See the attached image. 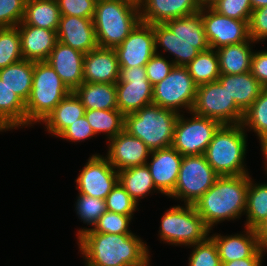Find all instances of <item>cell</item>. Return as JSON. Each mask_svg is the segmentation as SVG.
Returning <instances> with one entry per match:
<instances>
[{"mask_svg":"<svg viewBox=\"0 0 267 266\" xmlns=\"http://www.w3.org/2000/svg\"><path fill=\"white\" fill-rule=\"evenodd\" d=\"M212 8L221 15L248 22L253 11L250 0H220Z\"/></svg>","mask_w":267,"mask_h":266,"instance_id":"43","label":"cell"},{"mask_svg":"<svg viewBox=\"0 0 267 266\" xmlns=\"http://www.w3.org/2000/svg\"><path fill=\"white\" fill-rule=\"evenodd\" d=\"M175 64L166 60L160 53H155L145 65L147 79L154 86L162 81L172 70Z\"/></svg>","mask_w":267,"mask_h":266,"instance_id":"46","label":"cell"},{"mask_svg":"<svg viewBox=\"0 0 267 266\" xmlns=\"http://www.w3.org/2000/svg\"><path fill=\"white\" fill-rule=\"evenodd\" d=\"M197 85L185 66H174L171 72L153 86V104L180 113H190L195 101ZM180 111V112H179Z\"/></svg>","mask_w":267,"mask_h":266,"instance_id":"10","label":"cell"},{"mask_svg":"<svg viewBox=\"0 0 267 266\" xmlns=\"http://www.w3.org/2000/svg\"><path fill=\"white\" fill-rule=\"evenodd\" d=\"M26 127L25 102L0 79V132Z\"/></svg>","mask_w":267,"mask_h":266,"instance_id":"29","label":"cell"},{"mask_svg":"<svg viewBox=\"0 0 267 266\" xmlns=\"http://www.w3.org/2000/svg\"><path fill=\"white\" fill-rule=\"evenodd\" d=\"M85 54L57 41L46 62L56 71L70 91L83 82V61Z\"/></svg>","mask_w":267,"mask_h":266,"instance_id":"19","label":"cell"},{"mask_svg":"<svg viewBox=\"0 0 267 266\" xmlns=\"http://www.w3.org/2000/svg\"><path fill=\"white\" fill-rule=\"evenodd\" d=\"M151 161H147L157 191L169 197L178 179L183 156L172 146L151 151Z\"/></svg>","mask_w":267,"mask_h":266,"instance_id":"17","label":"cell"},{"mask_svg":"<svg viewBox=\"0 0 267 266\" xmlns=\"http://www.w3.org/2000/svg\"><path fill=\"white\" fill-rule=\"evenodd\" d=\"M202 22L210 48L219 49L250 39L248 21L219 14L213 8L202 9Z\"/></svg>","mask_w":267,"mask_h":266,"instance_id":"14","label":"cell"},{"mask_svg":"<svg viewBox=\"0 0 267 266\" xmlns=\"http://www.w3.org/2000/svg\"><path fill=\"white\" fill-rule=\"evenodd\" d=\"M155 52L158 54V48L162 47L163 52H169L174 55L171 61L175 66H186L199 52L210 48L208 42H184L179 41L178 37L165 25L153 24Z\"/></svg>","mask_w":267,"mask_h":266,"instance_id":"23","label":"cell"},{"mask_svg":"<svg viewBox=\"0 0 267 266\" xmlns=\"http://www.w3.org/2000/svg\"><path fill=\"white\" fill-rule=\"evenodd\" d=\"M78 247L85 266H148L150 254L146 243L136 234L84 232Z\"/></svg>","mask_w":267,"mask_h":266,"instance_id":"1","label":"cell"},{"mask_svg":"<svg viewBox=\"0 0 267 266\" xmlns=\"http://www.w3.org/2000/svg\"><path fill=\"white\" fill-rule=\"evenodd\" d=\"M70 92L48 62H34L32 89L25 103L26 127L43 122Z\"/></svg>","mask_w":267,"mask_h":266,"instance_id":"6","label":"cell"},{"mask_svg":"<svg viewBox=\"0 0 267 266\" xmlns=\"http://www.w3.org/2000/svg\"><path fill=\"white\" fill-rule=\"evenodd\" d=\"M249 35L254 42L267 39V6L257 8L251 12L248 22Z\"/></svg>","mask_w":267,"mask_h":266,"instance_id":"47","label":"cell"},{"mask_svg":"<svg viewBox=\"0 0 267 266\" xmlns=\"http://www.w3.org/2000/svg\"><path fill=\"white\" fill-rule=\"evenodd\" d=\"M261 151H262V155H264V160H265V171H266V175H267V146H261Z\"/></svg>","mask_w":267,"mask_h":266,"instance_id":"54","label":"cell"},{"mask_svg":"<svg viewBox=\"0 0 267 266\" xmlns=\"http://www.w3.org/2000/svg\"><path fill=\"white\" fill-rule=\"evenodd\" d=\"M191 113L216 120L221 125L240 124L244 116L218 80L197 86Z\"/></svg>","mask_w":267,"mask_h":266,"instance_id":"8","label":"cell"},{"mask_svg":"<svg viewBox=\"0 0 267 266\" xmlns=\"http://www.w3.org/2000/svg\"><path fill=\"white\" fill-rule=\"evenodd\" d=\"M118 182L137 203L157 190L146 164L118 171Z\"/></svg>","mask_w":267,"mask_h":266,"instance_id":"31","label":"cell"},{"mask_svg":"<svg viewBox=\"0 0 267 266\" xmlns=\"http://www.w3.org/2000/svg\"><path fill=\"white\" fill-rule=\"evenodd\" d=\"M27 0H0V28L18 26L24 16Z\"/></svg>","mask_w":267,"mask_h":266,"instance_id":"44","label":"cell"},{"mask_svg":"<svg viewBox=\"0 0 267 266\" xmlns=\"http://www.w3.org/2000/svg\"><path fill=\"white\" fill-rule=\"evenodd\" d=\"M115 51L120 68L145 66L156 53L152 24L140 21Z\"/></svg>","mask_w":267,"mask_h":266,"instance_id":"15","label":"cell"},{"mask_svg":"<svg viewBox=\"0 0 267 266\" xmlns=\"http://www.w3.org/2000/svg\"><path fill=\"white\" fill-rule=\"evenodd\" d=\"M179 114L152 103L124 115V130L143 141L151 151L170 147Z\"/></svg>","mask_w":267,"mask_h":266,"instance_id":"4","label":"cell"},{"mask_svg":"<svg viewBox=\"0 0 267 266\" xmlns=\"http://www.w3.org/2000/svg\"><path fill=\"white\" fill-rule=\"evenodd\" d=\"M33 70L34 61L23 59L0 69V79L26 103L32 89Z\"/></svg>","mask_w":267,"mask_h":266,"instance_id":"32","label":"cell"},{"mask_svg":"<svg viewBox=\"0 0 267 266\" xmlns=\"http://www.w3.org/2000/svg\"><path fill=\"white\" fill-rule=\"evenodd\" d=\"M185 67L197 86L217 81L220 76L218 54L212 48L199 52Z\"/></svg>","mask_w":267,"mask_h":266,"instance_id":"34","label":"cell"},{"mask_svg":"<svg viewBox=\"0 0 267 266\" xmlns=\"http://www.w3.org/2000/svg\"><path fill=\"white\" fill-rule=\"evenodd\" d=\"M185 118L179 114L175 128L172 147L182 156L202 155L211 142L214 133L221 124L213 119L191 113Z\"/></svg>","mask_w":267,"mask_h":266,"instance_id":"11","label":"cell"},{"mask_svg":"<svg viewBox=\"0 0 267 266\" xmlns=\"http://www.w3.org/2000/svg\"><path fill=\"white\" fill-rule=\"evenodd\" d=\"M188 247H193L189 257V266H222L217 246L210 236Z\"/></svg>","mask_w":267,"mask_h":266,"instance_id":"40","label":"cell"},{"mask_svg":"<svg viewBox=\"0 0 267 266\" xmlns=\"http://www.w3.org/2000/svg\"><path fill=\"white\" fill-rule=\"evenodd\" d=\"M120 66L115 49L97 46L84 56L83 80L89 83H116Z\"/></svg>","mask_w":267,"mask_h":266,"instance_id":"20","label":"cell"},{"mask_svg":"<svg viewBox=\"0 0 267 266\" xmlns=\"http://www.w3.org/2000/svg\"><path fill=\"white\" fill-rule=\"evenodd\" d=\"M252 10L267 6V0H250Z\"/></svg>","mask_w":267,"mask_h":266,"instance_id":"53","label":"cell"},{"mask_svg":"<svg viewBox=\"0 0 267 266\" xmlns=\"http://www.w3.org/2000/svg\"><path fill=\"white\" fill-rule=\"evenodd\" d=\"M93 18L61 15L57 39L84 54L95 49L97 45Z\"/></svg>","mask_w":267,"mask_h":266,"instance_id":"22","label":"cell"},{"mask_svg":"<svg viewBox=\"0 0 267 266\" xmlns=\"http://www.w3.org/2000/svg\"><path fill=\"white\" fill-rule=\"evenodd\" d=\"M241 124L244 129L253 130L257 134L261 146H267V88L260 92L258 98L244 112Z\"/></svg>","mask_w":267,"mask_h":266,"instance_id":"36","label":"cell"},{"mask_svg":"<svg viewBox=\"0 0 267 266\" xmlns=\"http://www.w3.org/2000/svg\"><path fill=\"white\" fill-rule=\"evenodd\" d=\"M97 45L119 46L141 21L137 0H97L93 16Z\"/></svg>","mask_w":267,"mask_h":266,"instance_id":"3","label":"cell"},{"mask_svg":"<svg viewBox=\"0 0 267 266\" xmlns=\"http://www.w3.org/2000/svg\"><path fill=\"white\" fill-rule=\"evenodd\" d=\"M17 27L23 59L34 62L46 61L58 41L57 32L26 25L23 22Z\"/></svg>","mask_w":267,"mask_h":266,"instance_id":"24","label":"cell"},{"mask_svg":"<svg viewBox=\"0 0 267 266\" xmlns=\"http://www.w3.org/2000/svg\"><path fill=\"white\" fill-rule=\"evenodd\" d=\"M105 202L108 211L122 215H134L138 205L119 182H117L112 191L107 195Z\"/></svg>","mask_w":267,"mask_h":266,"instance_id":"42","label":"cell"},{"mask_svg":"<svg viewBox=\"0 0 267 266\" xmlns=\"http://www.w3.org/2000/svg\"><path fill=\"white\" fill-rule=\"evenodd\" d=\"M183 206L170 207L161 217L159 238L165 243L190 246L204 241L209 236L211 230L194 205L184 204Z\"/></svg>","mask_w":267,"mask_h":266,"instance_id":"7","label":"cell"},{"mask_svg":"<svg viewBox=\"0 0 267 266\" xmlns=\"http://www.w3.org/2000/svg\"><path fill=\"white\" fill-rule=\"evenodd\" d=\"M61 15L93 18L96 0H57Z\"/></svg>","mask_w":267,"mask_h":266,"instance_id":"45","label":"cell"},{"mask_svg":"<svg viewBox=\"0 0 267 266\" xmlns=\"http://www.w3.org/2000/svg\"><path fill=\"white\" fill-rule=\"evenodd\" d=\"M85 107L76 94L71 91L54 108L43 121L47 132L58 137L69 125L82 118Z\"/></svg>","mask_w":267,"mask_h":266,"instance_id":"26","label":"cell"},{"mask_svg":"<svg viewBox=\"0 0 267 266\" xmlns=\"http://www.w3.org/2000/svg\"><path fill=\"white\" fill-rule=\"evenodd\" d=\"M245 227L256 229L267 219V183H255L249 175Z\"/></svg>","mask_w":267,"mask_h":266,"instance_id":"33","label":"cell"},{"mask_svg":"<svg viewBox=\"0 0 267 266\" xmlns=\"http://www.w3.org/2000/svg\"><path fill=\"white\" fill-rule=\"evenodd\" d=\"M75 182L78 194L105 200L118 182V171L100 154L89 157Z\"/></svg>","mask_w":267,"mask_h":266,"instance_id":"13","label":"cell"},{"mask_svg":"<svg viewBox=\"0 0 267 266\" xmlns=\"http://www.w3.org/2000/svg\"><path fill=\"white\" fill-rule=\"evenodd\" d=\"M108 141V151L105 157L117 171L144 165L150 157L151 150L147 145L125 130Z\"/></svg>","mask_w":267,"mask_h":266,"instance_id":"16","label":"cell"},{"mask_svg":"<svg viewBox=\"0 0 267 266\" xmlns=\"http://www.w3.org/2000/svg\"><path fill=\"white\" fill-rule=\"evenodd\" d=\"M141 22L164 24L200 11L198 0H138Z\"/></svg>","mask_w":267,"mask_h":266,"instance_id":"21","label":"cell"},{"mask_svg":"<svg viewBox=\"0 0 267 266\" xmlns=\"http://www.w3.org/2000/svg\"><path fill=\"white\" fill-rule=\"evenodd\" d=\"M73 92L87 110L118 109L115 83L83 82Z\"/></svg>","mask_w":267,"mask_h":266,"instance_id":"27","label":"cell"},{"mask_svg":"<svg viewBox=\"0 0 267 266\" xmlns=\"http://www.w3.org/2000/svg\"><path fill=\"white\" fill-rule=\"evenodd\" d=\"M259 248L267 252V219L263 221L256 229Z\"/></svg>","mask_w":267,"mask_h":266,"instance_id":"50","label":"cell"},{"mask_svg":"<svg viewBox=\"0 0 267 266\" xmlns=\"http://www.w3.org/2000/svg\"><path fill=\"white\" fill-rule=\"evenodd\" d=\"M23 60L17 26L0 28V69Z\"/></svg>","mask_w":267,"mask_h":266,"instance_id":"38","label":"cell"},{"mask_svg":"<svg viewBox=\"0 0 267 266\" xmlns=\"http://www.w3.org/2000/svg\"><path fill=\"white\" fill-rule=\"evenodd\" d=\"M251 38L239 44H230L216 49L220 74H241L249 72L254 51Z\"/></svg>","mask_w":267,"mask_h":266,"instance_id":"28","label":"cell"},{"mask_svg":"<svg viewBox=\"0 0 267 266\" xmlns=\"http://www.w3.org/2000/svg\"><path fill=\"white\" fill-rule=\"evenodd\" d=\"M84 116L95 135L105 133L107 140L124 130V115L118 109L87 110Z\"/></svg>","mask_w":267,"mask_h":266,"instance_id":"35","label":"cell"},{"mask_svg":"<svg viewBox=\"0 0 267 266\" xmlns=\"http://www.w3.org/2000/svg\"><path fill=\"white\" fill-rule=\"evenodd\" d=\"M179 39L184 42H208L202 22V9L197 13L168 20L164 23Z\"/></svg>","mask_w":267,"mask_h":266,"instance_id":"37","label":"cell"},{"mask_svg":"<svg viewBox=\"0 0 267 266\" xmlns=\"http://www.w3.org/2000/svg\"><path fill=\"white\" fill-rule=\"evenodd\" d=\"M133 215H122L111 211H106L96 222L93 228L79 229L77 238L84 232H100L110 234H132L129 230V223Z\"/></svg>","mask_w":267,"mask_h":266,"instance_id":"39","label":"cell"},{"mask_svg":"<svg viewBox=\"0 0 267 266\" xmlns=\"http://www.w3.org/2000/svg\"><path fill=\"white\" fill-rule=\"evenodd\" d=\"M250 72L264 88H267V50L253 53Z\"/></svg>","mask_w":267,"mask_h":266,"instance_id":"49","label":"cell"},{"mask_svg":"<svg viewBox=\"0 0 267 266\" xmlns=\"http://www.w3.org/2000/svg\"><path fill=\"white\" fill-rule=\"evenodd\" d=\"M61 12L57 0H27L22 22L57 31Z\"/></svg>","mask_w":267,"mask_h":266,"instance_id":"30","label":"cell"},{"mask_svg":"<svg viewBox=\"0 0 267 266\" xmlns=\"http://www.w3.org/2000/svg\"><path fill=\"white\" fill-rule=\"evenodd\" d=\"M248 184L249 174L219 176L193 204L210 230L221 221H234L245 214Z\"/></svg>","mask_w":267,"mask_h":266,"instance_id":"2","label":"cell"},{"mask_svg":"<svg viewBox=\"0 0 267 266\" xmlns=\"http://www.w3.org/2000/svg\"><path fill=\"white\" fill-rule=\"evenodd\" d=\"M76 204V213L78 217L87 225L94 226L97 220L107 211L105 200L78 194Z\"/></svg>","mask_w":267,"mask_h":266,"instance_id":"41","label":"cell"},{"mask_svg":"<svg viewBox=\"0 0 267 266\" xmlns=\"http://www.w3.org/2000/svg\"><path fill=\"white\" fill-rule=\"evenodd\" d=\"M219 1L220 0H199L198 3L200 9H203V8H212Z\"/></svg>","mask_w":267,"mask_h":266,"instance_id":"52","label":"cell"},{"mask_svg":"<svg viewBox=\"0 0 267 266\" xmlns=\"http://www.w3.org/2000/svg\"><path fill=\"white\" fill-rule=\"evenodd\" d=\"M70 142H81L95 137V134L85 116L69 125L59 136Z\"/></svg>","mask_w":267,"mask_h":266,"instance_id":"48","label":"cell"},{"mask_svg":"<svg viewBox=\"0 0 267 266\" xmlns=\"http://www.w3.org/2000/svg\"><path fill=\"white\" fill-rule=\"evenodd\" d=\"M115 85L117 108L123 115L153 103V85L147 79L145 66L120 68Z\"/></svg>","mask_w":267,"mask_h":266,"instance_id":"12","label":"cell"},{"mask_svg":"<svg viewBox=\"0 0 267 266\" xmlns=\"http://www.w3.org/2000/svg\"><path fill=\"white\" fill-rule=\"evenodd\" d=\"M244 228V234L222 236L217 233L210 236L217 246L221 263L244 258H263L265 255L259 248L256 230Z\"/></svg>","mask_w":267,"mask_h":266,"instance_id":"18","label":"cell"},{"mask_svg":"<svg viewBox=\"0 0 267 266\" xmlns=\"http://www.w3.org/2000/svg\"><path fill=\"white\" fill-rule=\"evenodd\" d=\"M247 134L242 124L221 125L204 153L207 162L219 176L249 174L244 159Z\"/></svg>","mask_w":267,"mask_h":266,"instance_id":"5","label":"cell"},{"mask_svg":"<svg viewBox=\"0 0 267 266\" xmlns=\"http://www.w3.org/2000/svg\"><path fill=\"white\" fill-rule=\"evenodd\" d=\"M218 81L226 87L230 97H233L237 107L243 113L264 89L250 71L241 74H220Z\"/></svg>","mask_w":267,"mask_h":266,"instance_id":"25","label":"cell"},{"mask_svg":"<svg viewBox=\"0 0 267 266\" xmlns=\"http://www.w3.org/2000/svg\"><path fill=\"white\" fill-rule=\"evenodd\" d=\"M262 260L263 258H244L222 263V266H262Z\"/></svg>","mask_w":267,"mask_h":266,"instance_id":"51","label":"cell"},{"mask_svg":"<svg viewBox=\"0 0 267 266\" xmlns=\"http://www.w3.org/2000/svg\"><path fill=\"white\" fill-rule=\"evenodd\" d=\"M218 177L204 154L183 156L175 189L169 198L193 205Z\"/></svg>","mask_w":267,"mask_h":266,"instance_id":"9","label":"cell"}]
</instances>
